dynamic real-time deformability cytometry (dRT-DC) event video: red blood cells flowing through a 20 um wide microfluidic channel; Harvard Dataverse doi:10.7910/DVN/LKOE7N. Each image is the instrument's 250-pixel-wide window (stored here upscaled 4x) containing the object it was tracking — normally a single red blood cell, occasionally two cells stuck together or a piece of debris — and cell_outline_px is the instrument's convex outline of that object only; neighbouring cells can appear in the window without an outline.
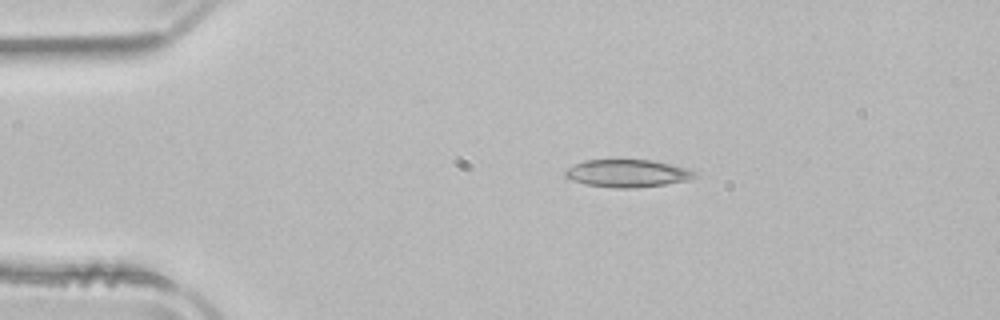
{"species": "common noctule bat (a hibernating species)", "species_latin": "Nyctalus noctula", "temperature_condition": "room temperature", "stored_images_in_passage": 3, "camera_frame_rate_fps": 3000, "um_per_image_px": 0.085, "animal": {"sex": "male", "body_mass_g": 21.5, "forearm_length_mm": 52.0}, "frame": {"image": 1, "passage_image": 1, "time_ms": 0.0, "image_size_px": [1000, 320], "cell_outline_px": [[700, 176], [688, 180], [664, 184], [636, 188], [616, 188], [584, 184], [572, 180], [564, 176], [564, 172], [568, 168], [584, 160], [652, 160], [672, 164], [688, 168], [700, 172]], "centroid_in_image_um": [53.4, 14.73], "position_along_channel_um": 31.6, "area_um2": 21.04}}
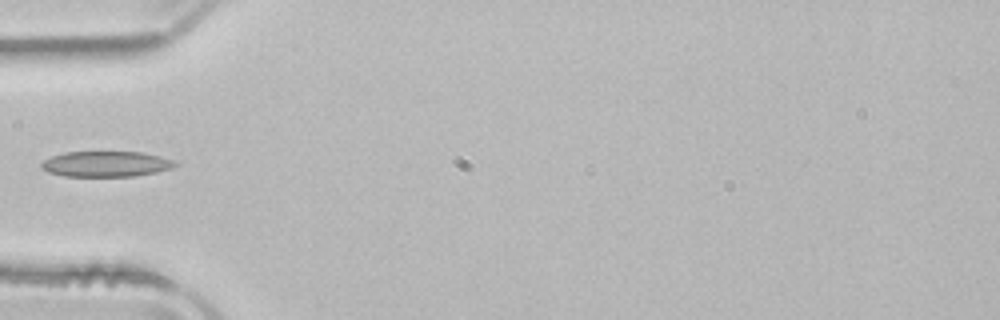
{"frame": {"image": 2, "passage_image": 3, "time_ms": 0.667, "image_size_px": [1000, 320], "cell_outline_px": [[180, 164], [172, 168], [156, 172], [132, 176], [64, 176], [48, 172], [40, 168], [40, 164], [44, 160], [52, 156], [64, 152], [140, 152], [160, 156], [176, 160]], "centroid_in_image_um": [9.03, 13.93], "position_along_channel_um": 76.0, "area_um2": 20.0}}